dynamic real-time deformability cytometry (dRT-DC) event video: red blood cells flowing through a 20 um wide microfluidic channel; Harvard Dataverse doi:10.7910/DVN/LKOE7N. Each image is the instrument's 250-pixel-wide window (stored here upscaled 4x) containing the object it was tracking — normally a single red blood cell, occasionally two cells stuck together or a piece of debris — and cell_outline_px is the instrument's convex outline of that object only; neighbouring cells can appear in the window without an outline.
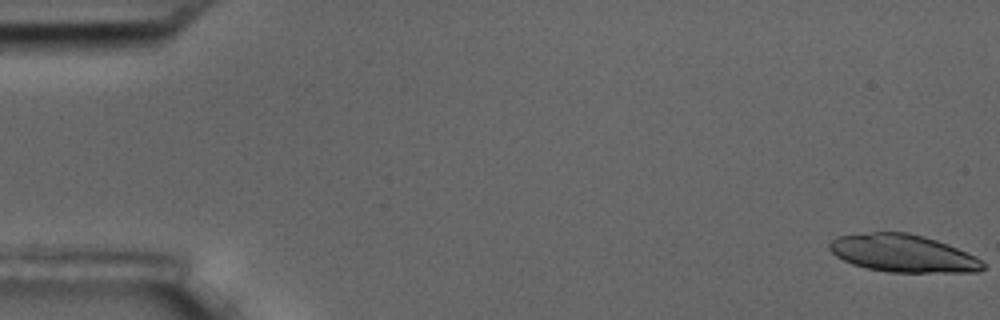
{"species": "common noctule bat (a hibernating species)", "species_latin": "Nyctalus noctula", "temperature_condition": "room temperature", "stored_images_in_passage": 27, "camera_frame_rate_fps": 3000, "um_per_image_px": 0.085, "animal": {"sex": "male", "body_mass_g": 17.5, "forearm_length_mm": 52.3}, "frame": {"image": 1, "passage_image": 1, "time_ms": 0.0, "image_size_px": [1000, 320], "cell_outline_px": [[984, 268], [976, 272], [892, 272], [868, 268], [852, 264], [836, 256], [828, 248], [828, 244], [836, 236], [872, 232], [908, 232], [924, 236], [948, 244], [976, 256], [984, 264]], "centroid_in_image_um": [76.74, 21.52], "position_along_channel_um": 8.3, "area_um2": 33.52}}